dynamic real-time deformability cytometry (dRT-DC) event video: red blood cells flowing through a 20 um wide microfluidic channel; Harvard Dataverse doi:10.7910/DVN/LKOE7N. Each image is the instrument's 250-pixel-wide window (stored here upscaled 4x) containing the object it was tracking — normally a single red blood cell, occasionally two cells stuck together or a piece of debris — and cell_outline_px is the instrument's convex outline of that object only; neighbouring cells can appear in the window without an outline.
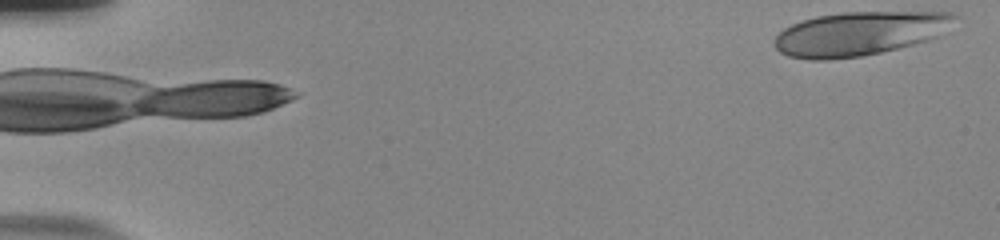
{"species": "human", "species_latin": "Homo sapiens", "temperature_condition": "room temperature", "stored_images_in_passage": 17, "camera_frame_rate_fps": 3000, "um_per_image_px": 0.085, "donor": {"sex": "male"}, "frame": {"image": 1, "passage_image": 1, "time_ms": 0.0, "image_size_px": [1000, 240], "cell_outline_px": [[960, 16], [940, 36], [928, 40], [880, 52], [860, 56], [828, 60], [808, 60], [788, 56], [780, 52], [772, 44], [772, 40], [784, 28], [792, 24], [816, 16], [840, 12], [952, 12]], "centroid_in_image_um": [73.04, 2.85], "position_along_channel_um": 12.0, "area_um2": 46.3}}
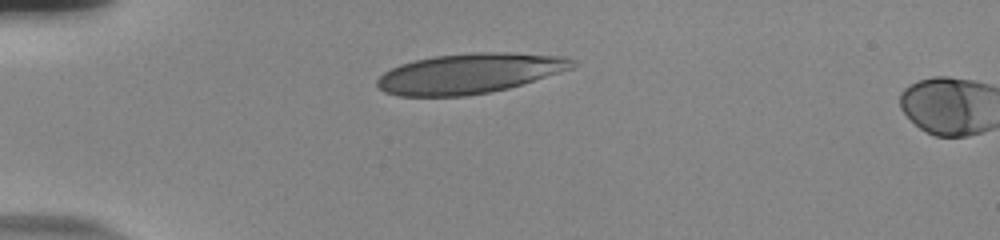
{"frame": {"image": 2, "passage_image": 14, "time_ms": 4.333, "image_size_px": [1000, 240], "cell_outline_px": [[580, 64], [572, 68], [508, 88], [488, 92], [464, 96], [400, 96], [384, 92], [376, 84], [376, 80], [384, 72], [400, 64], [416, 60], [436, 56], [472, 52], [508, 52], [564, 56], [576, 60]], "centroid_in_image_um": [39.92, 6.23], "position_along_channel_um": 45.1, "area_um2": 45.49}}